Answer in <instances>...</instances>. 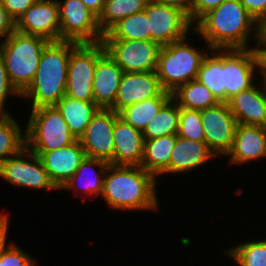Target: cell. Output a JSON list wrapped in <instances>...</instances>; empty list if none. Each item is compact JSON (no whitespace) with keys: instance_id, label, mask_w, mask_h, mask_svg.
<instances>
[{"instance_id":"cell-1","label":"cell","mask_w":266,"mask_h":266,"mask_svg":"<svg viewBox=\"0 0 266 266\" xmlns=\"http://www.w3.org/2000/svg\"><path fill=\"white\" fill-rule=\"evenodd\" d=\"M193 31L210 49L254 48L249 43L259 39V23L239 0H225L208 11L194 24Z\"/></svg>"},{"instance_id":"cell-2","label":"cell","mask_w":266,"mask_h":266,"mask_svg":"<svg viewBox=\"0 0 266 266\" xmlns=\"http://www.w3.org/2000/svg\"><path fill=\"white\" fill-rule=\"evenodd\" d=\"M157 178L141 166L109 164L102 197L112 210H160Z\"/></svg>"},{"instance_id":"cell-3","label":"cell","mask_w":266,"mask_h":266,"mask_svg":"<svg viewBox=\"0 0 266 266\" xmlns=\"http://www.w3.org/2000/svg\"><path fill=\"white\" fill-rule=\"evenodd\" d=\"M78 43L50 41L42 51L36 75L21 94L30 99L31 109L54 106L65 96L70 51ZM32 99V100H31Z\"/></svg>"},{"instance_id":"cell-4","label":"cell","mask_w":266,"mask_h":266,"mask_svg":"<svg viewBox=\"0 0 266 266\" xmlns=\"http://www.w3.org/2000/svg\"><path fill=\"white\" fill-rule=\"evenodd\" d=\"M49 42L46 38L18 31L0 41V55L9 80L20 94L32 83L42 51Z\"/></svg>"},{"instance_id":"cell-5","label":"cell","mask_w":266,"mask_h":266,"mask_svg":"<svg viewBox=\"0 0 266 266\" xmlns=\"http://www.w3.org/2000/svg\"><path fill=\"white\" fill-rule=\"evenodd\" d=\"M188 35L166 46H161L156 75L164 91L173 93L180 86L196 79L203 58L211 49L206 44V50L197 49L188 41Z\"/></svg>"},{"instance_id":"cell-6","label":"cell","mask_w":266,"mask_h":266,"mask_svg":"<svg viewBox=\"0 0 266 266\" xmlns=\"http://www.w3.org/2000/svg\"><path fill=\"white\" fill-rule=\"evenodd\" d=\"M29 113L24 129L26 147L30 151H52L77 140L55 106L30 109Z\"/></svg>"},{"instance_id":"cell-7","label":"cell","mask_w":266,"mask_h":266,"mask_svg":"<svg viewBox=\"0 0 266 266\" xmlns=\"http://www.w3.org/2000/svg\"><path fill=\"white\" fill-rule=\"evenodd\" d=\"M105 52L102 42L79 43L69 55L65 95L80 101H94L93 77L98 58Z\"/></svg>"},{"instance_id":"cell-8","label":"cell","mask_w":266,"mask_h":266,"mask_svg":"<svg viewBox=\"0 0 266 266\" xmlns=\"http://www.w3.org/2000/svg\"><path fill=\"white\" fill-rule=\"evenodd\" d=\"M59 5L60 40L76 43H99L104 34L98 17L81 0H57Z\"/></svg>"},{"instance_id":"cell-9","label":"cell","mask_w":266,"mask_h":266,"mask_svg":"<svg viewBox=\"0 0 266 266\" xmlns=\"http://www.w3.org/2000/svg\"><path fill=\"white\" fill-rule=\"evenodd\" d=\"M149 20L150 40L160 46L185 38L194 25L181 9L158 0H148L144 9Z\"/></svg>"},{"instance_id":"cell-10","label":"cell","mask_w":266,"mask_h":266,"mask_svg":"<svg viewBox=\"0 0 266 266\" xmlns=\"http://www.w3.org/2000/svg\"><path fill=\"white\" fill-rule=\"evenodd\" d=\"M0 178L18 186L42 190H59L46 172L39 155L27 147L7 158L0 166Z\"/></svg>"},{"instance_id":"cell-11","label":"cell","mask_w":266,"mask_h":266,"mask_svg":"<svg viewBox=\"0 0 266 266\" xmlns=\"http://www.w3.org/2000/svg\"><path fill=\"white\" fill-rule=\"evenodd\" d=\"M105 51L124 72L156 71L161 46L151 40L102 39Z\"/></svg>"},{"instance_id":"cell-12","label":"cell","mask_w":266,"mask_h":266,"mask_svg":"<svg viewBox=\"0 0 266 266\" xmlns=\"http://www.w3.org/2000/svg\"><path fill=\"white\" fill-rule=\"evenodd\" d=\"M204 142L216 157H225L235 138L237 121L225 102L200 111Z\"/></svg>"},{"instance_id":"cell-13","label":"cell","mask_w":266,"mask_h":266,"mask_svg":"<svg viewBox=\"0 0 266 266\" xmlns=\"http://www.w3.org/2000/svg\"><path fill=\"white\" fill-rule=\"evenodd\" d=\"M255 72L258 73V59L254 48L224 49L225 103L259 80Z\"/></svg>"},{"instance_id":"cell-14","label":"cell","mask_w":266,"mask_h":266,"mask_svg":"<svg viewBox=\"0 0 266 266\" xmlns=\"http://www.w3.org/2000/svg\"><path fill=\"white\" fill-rule=\"evenodd\" d=\"M118 113L100 108L78 139L86 157L110 162L114 155L113 129Z\"/></svg>"},{"instance_id":"cell-15","label":"cell","mask_w":266,"mask_h":266,"mask_svg":"<svg viewBox=\"0 0 266 266\" xmlns=\"http://www.w3.org/2000/svg\"><path fill=\"white\" fill-rule=\"evenodd\" d=\"M153 97H172L164 91L156 72H124L114 105L110 108L118 113L123 108Z\"/></svg>"},{"instance_id":"cell-16","label":"cell","mask_w":266,"mask_h":266,"mask_svg":"<svg viewBox=\"0 0 266 266\" xmlns=\"http://www.w3.org/2000/svg\"><path fill=\"white\" fill-rule=\"evenodd\" d=\"M16 31L60 41L59 5L57 0H37L16 21Z\"/></svg>"},{"instance_id":"cell-17","label":"cell","mask_w":266,"mask_h":266,"mask_svg":"<svg viewBox=\"0 0 266 266\" xmlns=\"http://www.w3.org/2000/svg\"><path fill=\"white\" fill-rule=\"evenodd\" d=\"M39 155L50 179L59 189L74 175L86 154L79 140L52 151H31Z\"/></svg>"},{"instance_id":"cell-18","label":"cell","mask_w":266,"mask_h":266,"mask_svg":"<svg viewBox=\"0 0 266 266\" xmlns=\"http://www.w3.org/2000/svg\"><path fill=\"white\" fill-rule=\"evenodd\" d=\"M225 157L233 166L266 158V127L238 124L232 148Z\"/></svg>"},{"instance_id":"cell-19","label":"cell","mask_w":266,"mask_h":266,"mask_svg":"<svg viewBox=\"0 0 266 266\" xmlns=\"http://www.w3.org/2000/svg\"><path fill=\"white\" fill-rule=\"evenodd\" d=\"M227 104L238 124L266 127V93L261 80L234 95Z\"/></svg>"},{"instance_id":"cell-20","label":"cell","mask_w":266,"mask_h":266,"mask_svg":"<svg viewBox=\"0 0 266 266\" xmlns=\"http://www.w3.org/2000/svg\"><path fill=\"white\" fill-rule=\"evenodd\" d=\"M124 71L105 51L97 60L93 77V99L103 109L114 103Z\"/></svg>"},{"instance_id":"cell-21","label":"cell","mask_w":266,"mask_h":266,"mask_svg":"<svg viewBox=\"0 0 266 266\" xmlns=\"http://www.w3.org/2000/svg\"><path fill=\"white\" fill-rule=\"evenodd\" d=\"M113 139L114 155L109 164L125 166L141 165L144 139L140 130L135 129L118 117L114 124Z\"/></svg>"},{"instance_id":"cell-22","label":"cell","mask_w":266,"mask_h":266,"mask_svg":"<svg viewBox=\"0 0 266 266\" xmlns=\"http://www.w3.org/2000/svg\"><path fill=\"white\" fill-rule=\"evenodd\" d=\"M213 158L216 156L205 142H198L177 135L169 167L162 174L189 173L203 165L205 166V163L207 164Z\"/></svg>"},{"instance_id":"cell-23","label":"cell","mask_w":266,"mask_h":266,"mask_svg":"<svg viewBox=\"0 0 266 266\" xmlns=\"http://www.w3.org/2000/svg\"><path fill=\"white\" fill-rule=\"evenodd\" d=\"M108 165L109 162L105 160L86 157L74 175L60 190H71L75 195H78L80 191L83 192L86 194L82 200L83 203L86 201L85 196H91L92 198L101 196L104 185V174Z\"/></svg>"},{"instance_id":"cell-24","label":"cell","mask_w":266,"mask_h":266,"mask_svg":"<svg viewBox=\"0 0 266 266\" xmlns=\"http://www.w3.org/2000/svg\"><path fill=\"white\" fill-rule=\"evenodd\" d=\"M62 114L70 132L79 139L100 107L94 101H80L62 97L55 105Z\"/></svg>"},{"instance_id":"cell-25","label":"cell","mask_w":266,"mask_h":266,"mask_svg":"<svg viewBox=\"0 0 266 266\" xmlns=\"http://www.w3.org/2000/svg\"><path fill=\"white\" fill-rule=\"evenodd\" d=\"M177 134L144 140L143 158L141 167L153 174L156 178L169 167L173 147Z\"/></svg>"},{"instance_id":"cell-26","label":"cell","mask_w":266,"mask_h":266,"mask_svg":"<svg viewBox=\"0 0 266 266\" xmlns=\"http://www.w3.org/2000/svg\"><path fill=\"white\" fill-rule=\"evenodd\" d=\"M196 79L205 85L219 102H225L224 49H211L207 53Z\"/></svg>"},{"instance_id":"cell-27","label":"cell","mask_w":266,"mask_h":266,"mask_svg":"<svg viewBox=\"0 0 266 266\" xmlns=\"http://www.w3.org/2000/svg\"><path fill=\"white\" fill-rule=\"evenodd\" d=\"M10 113H0V166L26 147L24 129Z\"/></svg>"},{"instance_id":"cell-28","label":"cell","mask_w":266,"mask_h":266,"mask_svg":"<svg viewBox=\"0 0 266 266\" xmlns=\"http://www.w3.org/2000/svg\"><path fill=\"white\" fill-rule=\"evenodd\" d=\"M172 98L179 107L199 111L219 103L211 91L197 79L180 86L172 93Z\"/></svg>"},{"instance_id":"cell-29","label":"cell","mask_w":266,"mask_h":266,"mask_svg":"<svg viewBox=\"0 0 266 266\" xmlns=\"http://www.w3.org/2000/svg\"><path fill=\"white\" fill-rule=\"evenodd\" d=\"M172 97H153L129 105L118 112L119 118L135 129L143 130Z\"/></svg>"},{"instance_id":"cell-30","label":"cell","mask_w":266,"mask_h":266,"mask_svg":"<svg viewBox=\"0 0 266 266\" xmlns=\"http://www.w3.org/2000/svg\"><path fill=\"white\" fill-rule=\"evenodd\" d=\"M103 39L150 40L148 16L143 10L119 20L104 34Z\"/></svg>"},{"instance_id":"cell-31","label":"cell","mask_w":266,"mask_h":266,"mask_svg":"<svg viewBox=\"0 0 266 266\" xmlns=\"http://www.w3.org/2000/svg\"><path fill=\"white\" fill-rule=\"evenodd\" d=\"M179 106L171 98L143 130V139L149 140L178 133Z\"/></svg>"},{"instance_id":"cell-32","label":"cell","mask_w":266,"mask_h":266,"mask_svg":"<svg viewBox=\"0 0 266 266\" xmlns=\"http://www.w3.org/2000/svg\"><path fill=\"white\" fill-rule=\"evenodd\" d=\"M148 0H105L98 25L105 34L119 20L145 9Z\"/></svg>"},{"instance_id":"cell-33","label":"cell","mask_w":266,"mask_h":266,"mask_svg":"<svg viewBox=\"0 0 266 266\" xmlns=\"http://www.w3.org/2000/svg\"><path fill=\"white\" fill-rule=\"evenodd\" d=\"M224 251L237 266H266V239L244 241Z\"/></svg>"},{"instance_id":"cell-34","label":"cell","mask_w":266,"mask_h":266,"mask_svg":"<svg viewBox=\"0 0 266 266\" xmlns=\"http://www.w3.org/2000/svg\"><path fill=\"white\" fill-rule=\"evenodd\" d=\"M178 136L204 142V131L199 110L179 107Z\"/></svg>"},{"instance_id":"cell-35","label":"cell","mask_w":266,"mask_h":266,"mask_svg":"<svg viewBox=\"0 0 266 266\" xmlns=\"http://www.w3.org/2000/svg\"><path fill=\"white\" fill-rule=\"evenodd\" d=\"M14 242L8 243L0 253V266H37L31 255Z\"/></svg>"},{"instance_id":"cell-36","label":"cell","mask_w":266,"mask_h":266,"mask_svg":"<svg viewBox=\"0 0 266 266\" xmlns=\"http://www.w3.org/2000/svg\"><path fill=\"white\" fill-rule=\"evenodd\" d=\"M11 96L21 97V94L16 90V88L11 84L4 60L0 55V113H10L5 109V103L8 101L7 99Z\"/></svg>"},{"instance_id":"cell-37","label":"cell","mask_w":266,"mask_h":266,"mask_svg":"<svg viewBox=\"0 0 266 266\" xmlns=\"http://www.w3.org/2000/svg\"><path fill=\"white\" fill-rule=\"evenodd\" d=\"M225 0H194L191 12L188 15L190 22L194 25L208 11L217 8Z\"/></svg>"},{"instance_id":"cell-38","label":"cell","mask_w":266,"mask_h":266,"mask_svg":"<svg viewBox=\"0 0 266 266\" xmlns=\"http://www.w3.org/2000/svg\"><path fill=\"white\" fill-rule=\"evenodd\" d=\"M15 21L25 13L37 0H0Z\"/></svg>"},{"instance_id":"cell-39","label":"cell","mask_w":266,"mask_h":266,"mask_svg":"<svg viewBox=\"0 0 266 266\" xmlns=\"http://www.w3.org/2000/svg\"><path fill=\"white\" fill-rule=\"evenodd\" d=\"M260 24L266 18V0H239Z\"/></svg>"},{"instance_id":"cell-40","label":"cell","mask_w":266,"mask_h":266,"mask_svg":"<svg viewBox=\"0 0 266 266\" xmlns=\"http://www.w3.org/2000/svg\"><path fill=\"white\" fill-rule=\"evenodd\" d=\"M14 31H16V21L0 1V39L5 40Z\"/></svg>"},{"instance_id":"cell-41","label":"cell","mask_w":266,"mask_h":266,"mask_svg":"<svg viewBox=\"0 0 266 266\" xmlns=\"http://www.w3.org/2000/svg\"><path fill=\"white\" fill-rule=\"evenodd\" d=\"M258 59V73L262 81H266V44H255Z\"/></svg>"},{"instance_id":"cell-42","label":"cell","mask_w":266,"mask_h":266,"mask_svg":"<svg viewBox=\"0 0 266 266\" xmlns=\"http://www.w3.org/2000/svg\"><path fill=\"white\" fill-rule=\"evenodd\" d=\"M9 215L8 213H1L0 214V253L5 248V246L8 244L7 236H8V228H9Z\"/></svg>"},{"instance_id":"cell-43","label":"cell","mask_w":266,"mask_h":266,"mask_svg":"<svg viewBox=\"0 0 266 266\" xmlns=\"http://www.w3.org/2000/svg\"><path fill=\"white\" fill-rule=\"evenodd\" d=\"M166 5L174 6L181 9L187 15L190 14L194 0H158Z\"/></svg>"},{"instance_id":"cell-44","label":"cell","mask_w":266,"mask_h":266,"mask_svg":"<svg viewBox=\"0 0 266 266\" xmlns=\"http://www.w3.org/2000/svg\"><path fill=\"white\" fill-rule=\"evenodd\" d=\"M87 8L92 11L97 17L101 14L105 0H81Z\"/></svg>"},{"instance_id":"cell-45","label":"cell","mask_w":266,"mask_h":266,"mask_svg":"<svg viewBox=\"0 0 266 266\" xmlns=\"http://www.w3.org/2000/svg\"><path fill=\"white\" fill-rule=\"evenodd\" d=\"M254 44H266V18L259 24V39Z\"/></svg>"},{"instance_id":"cell-46","label":"cell","mask_w":266,"mask_h":266,"mask_svg":"<svg viewBox=\"0 0 266 266\" xmlns=\"http://www.w3.org/2000/svg\"><path fill=\"white\" fill-rule=\"evenodd\" d=\"M263 83V87H264V90H265V93H266V81H261Z\"/></svg>"}]
</instances>
